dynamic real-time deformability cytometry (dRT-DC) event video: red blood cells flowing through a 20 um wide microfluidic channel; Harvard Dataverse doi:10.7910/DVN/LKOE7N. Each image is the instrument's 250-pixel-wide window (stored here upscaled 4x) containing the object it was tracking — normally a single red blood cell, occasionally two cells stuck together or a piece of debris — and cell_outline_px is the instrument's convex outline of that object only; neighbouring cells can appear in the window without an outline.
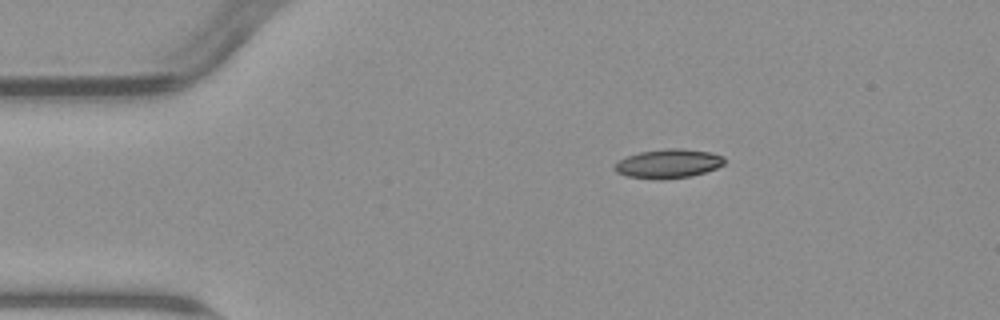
{"species": "common noctule bat (a hibernating species)", "species_latin": "Nyctalus noctula", "temperature_condition": "warm", "stored_images_in_passage": 4, "camera_frame_rate_fps": 3000, "um_per_image_px": 0.085, "animal": {"sex": "male", "body_mass_g": 23.1, "forearm_length_mm": 52.7}, "frame": {"image": 1, "passage_image": 1, "time_ms": 0.0, "image_size_px": [1000, 320], "cell_outline_px": [[724, 164], [716, 168], [704, 172], [688, 176], [664, 180], [628, 176], [616, 172], [612, 168], [620, 160], [628, 156], [640, 152], [664, 148], [684, 148], [708, 152], [724, 156]], "centroid_in_image_um": [56.8, 13.9], "position_along_channel_um": 28.2, "area_um2": 18.44}}
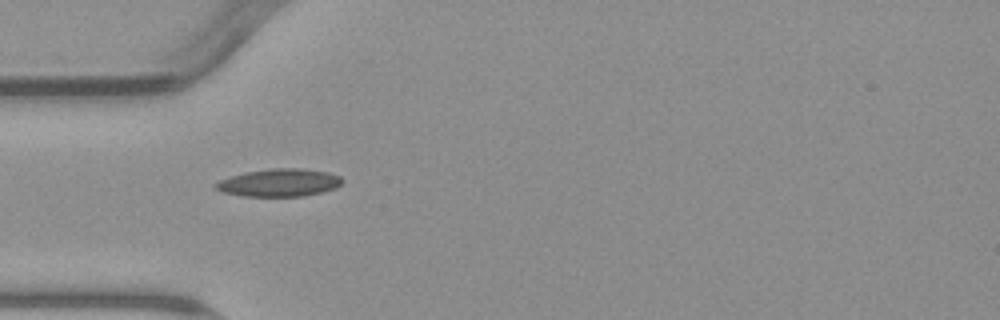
{"frame": {"image": 2, "passage_image": 3, "time_ms": 2.333, "image_size_px": [1000, 320], "cell_outline_px": [[344, 180], [336, 188], [320, 192], [300, 196], [244, 196], [224, 192], [216, 188], [212, 184], [220, 180], [244, 172], [272, 168], [300, 168], [328, 172], [340, 176]], "centroid_in_image_um": [23.74, 15.52], "position_along_channel_um": 61.3, "area_um2": 20.29}}
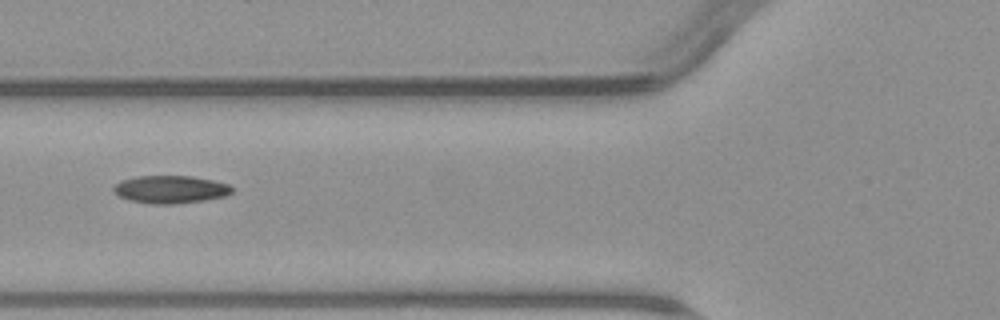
{"frame": {"image": 3, "passage_image": 4, "time_ms": 3.667, "image_size_px": [1000, 320], "cell_outline_px": [[232, 192], [224, 196], [204, 200], [176, 204], [152, 204], [132, 200], [120, 196], [112, 188], [120, 180], [136, 176], [192, 176], [212, 180], [228, 184], [232, 188]], "centroid_in_image_um": [14.49, 16.09], "position_along_channel_um": 111.3, "area_um2": 18.96}}